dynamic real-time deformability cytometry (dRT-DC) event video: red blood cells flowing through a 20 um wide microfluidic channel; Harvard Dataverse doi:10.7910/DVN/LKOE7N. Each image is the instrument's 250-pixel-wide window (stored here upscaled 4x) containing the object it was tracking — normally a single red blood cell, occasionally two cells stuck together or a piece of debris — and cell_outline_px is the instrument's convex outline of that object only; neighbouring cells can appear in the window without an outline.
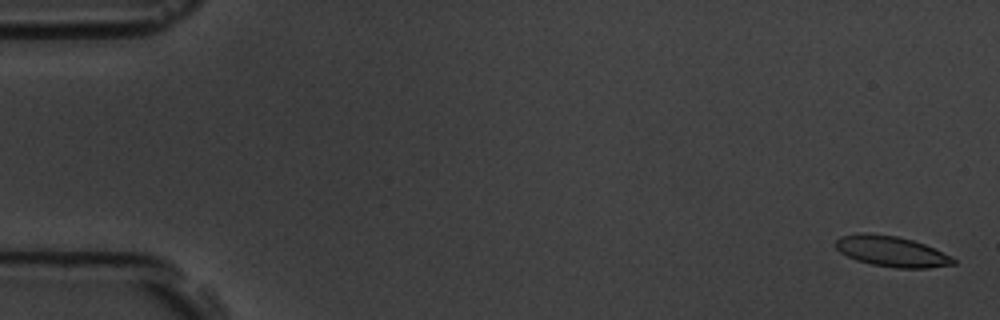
{"species": "common noctule bat (a hibernating species)", "species_latin": "Nyctalus noctula", "temperature_condition": "room temperature", "stored_images_in_passage": 8, "camera_frame_rate_fps": 3000, "um_per_image_px": 0.085, "animal": {"sex": "male", "body_mass_g": 19.5, "forearm_length_mm": 54.6}, "frame": {"image": 1, "passage_image": 1, "time_ms": 0.0, "image_size_px": [1000, 320], "cell_outline_px": [[956, 264], [928, 268], [896, 268], [872, 264], [856, 260], [840, 252], [836, 248], [836, 240], [840, 236], [856, 232], [860, 232], [896, 236], [912, 240], [924, 244], [952, 256], [956, 260]], "centroid_in_image_um": [75.78, 21.36], "position_along_channel_um": 9.2, "area_um2": 20.98}}
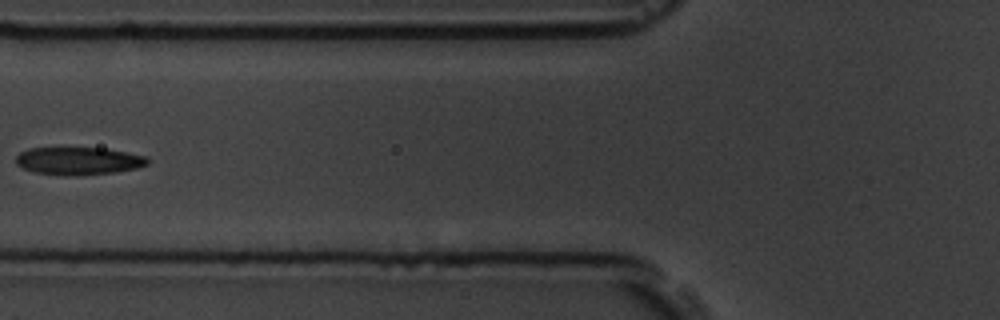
{"frame": {"image": 2, "passage_image": 7, "time_ms": 7.0, "image_size_px": [1000, 320], "cell_outline_px": [[148, 164], [136, 168], [116, 172], [76, 176], [64, 176], [36, 172], [24, 168], [16, 164], [16, 156], [20, 152], [28, 148], [104, 148], [144, 156], [148, 160]], "centroid_in_image_um": [6.64, 13.68], "position_along_channel_um": 119.2, "area_um2": 21.15}}
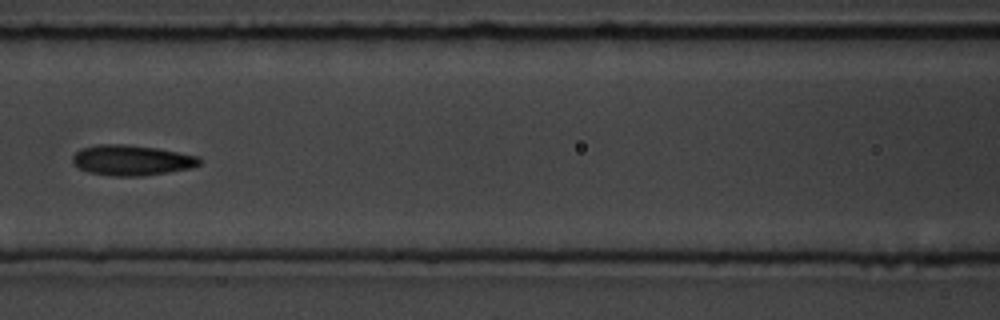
{"frame": {"image": 3, "passage_image": 8, "time_ms": 8.0, "image_size_px": [1000, 320], "cell_outline_px": [[200, 164], [192, 168], [144, 176], [112, 176], [88, 172], [80, 168], [72, 160], [72, 156], [80, 148], [96, 144], [128, 144], [156, 148], [200, 156]], "centroid_in_image_um": [11.2, 13.61], "position_along_channel_um": 155.4, "area_um2": 22.6}}